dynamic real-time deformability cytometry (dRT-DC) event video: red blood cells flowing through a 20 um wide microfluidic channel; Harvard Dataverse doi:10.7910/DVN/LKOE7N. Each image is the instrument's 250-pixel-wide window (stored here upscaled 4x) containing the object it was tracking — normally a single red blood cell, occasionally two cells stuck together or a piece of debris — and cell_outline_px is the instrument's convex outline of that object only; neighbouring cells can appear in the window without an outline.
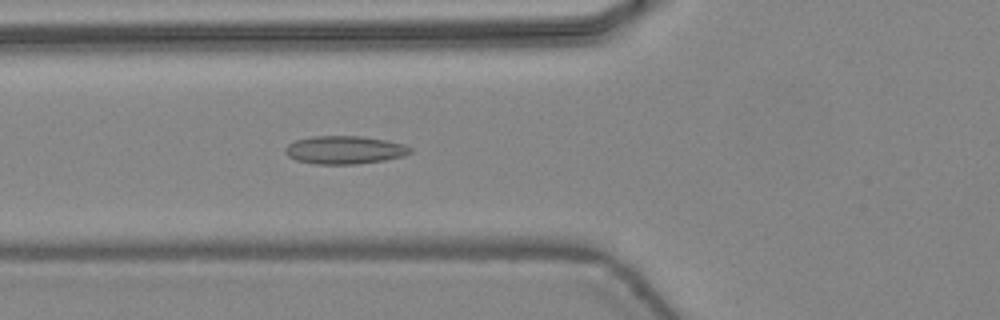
{"species": "common noctule bat (a hibernating species)", "species_latin": "Nyctalus noctula", "temperature_condition": "warm", "stored_images_in_passage": 33, "camera_frame_rate_fps": 3000, "um_per_image_px": 0.085, "animal": {"sex": "female", "body_mass_g": 24.6, "forearm_length_mm": 56.2}, "frame": {"image": 1, "passage_image": 6, "time_ms": 1.667, "image_size_px": [1000, 320], "cell_outline_px": [[412, 152], [404, 156], [384, 160], [356, 164], [316, 164], [296, 160], [288, 156], [284, 152], [284, 148], [288, 144], [296, 140], [312, 136], [360, 136], [384, 140], [404, 144], [412, 148]], "centroid_in_image_um": [29.28, 12.74], "position_along_channel_um": 96.5, "area_um2": 20.46}}
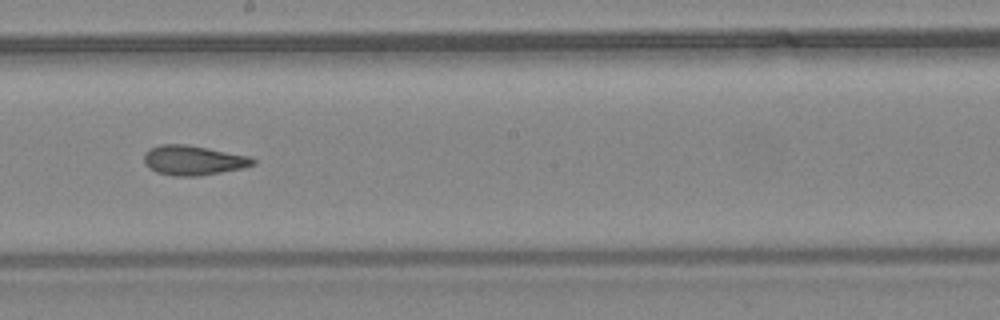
{"frame": {"image": 2, "passage_image": 15, "time_ms": 4.667, "image_size_px": [1000, 320], "cell_outline_px": [[256, 164], [244, 168], [200, 176], [172, 176], [156, 172], [148, 168], [144, 164], [144, 152], [148, 148], [160, 144], [188, 144], [252, 156], [256, 160]], "centroid_in_image_um": [16.43, 13.62], "position_along_channel_um": 231.8, "area_um2": 19.36}}
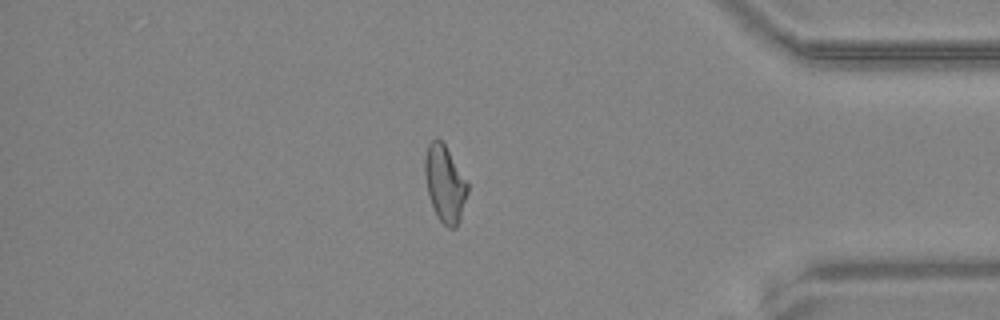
{"frame": {"image": 3, "passage_image": 28, "time_ms": 9.0, "image_size_px": [1000, 320], "cell_outline_px": [[468, 192], [456, 228], [448, 228], [436, 216], [428, 192], [424, 172], [424, 160], [428, 144], [436, 136], [444, 144], [468, 184]], "centroid_in_image_um": [37.79, 15.61], "position_along_channel_um": 397.4, "area_um2": 18.67}}